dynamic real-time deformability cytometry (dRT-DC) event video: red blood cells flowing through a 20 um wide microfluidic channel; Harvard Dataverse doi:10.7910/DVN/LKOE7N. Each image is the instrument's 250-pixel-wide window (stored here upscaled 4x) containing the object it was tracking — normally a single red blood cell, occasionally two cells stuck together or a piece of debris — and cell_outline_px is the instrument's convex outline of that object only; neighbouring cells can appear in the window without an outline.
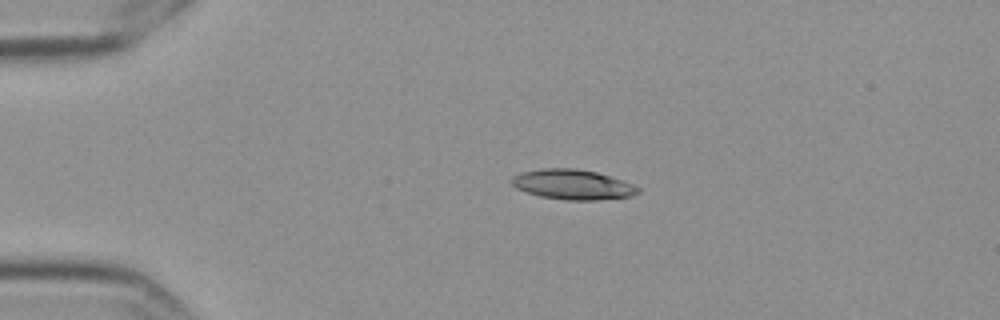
{"species": "Egyptian fruit bat (a non-hibernating species)", "species_latin": "Rousettus aegyptiacus", "temperature_condition": "cold", "stored_images_in_passage": 45, "camera_frame_rate_fps": 3000, "um_per_image_px": 0.085, "frame": {"image": 1, "passage_image": 1, "time_ms": 0.0, "image_size_px": [1000, 320], "cell_outline_px": [[640, 192], [632, 196], [596, 200], [564, 200], [540, 196], [516, 188], [512, 184], [512, 176], [524, 172], [540, 168], [576, 168], [596, 172], [624, 180], [640, 188]], "centroid_in_image_um": [48.71, 15.68], "position_along_channel_um": 36.3, "area_um2": 22.08}}
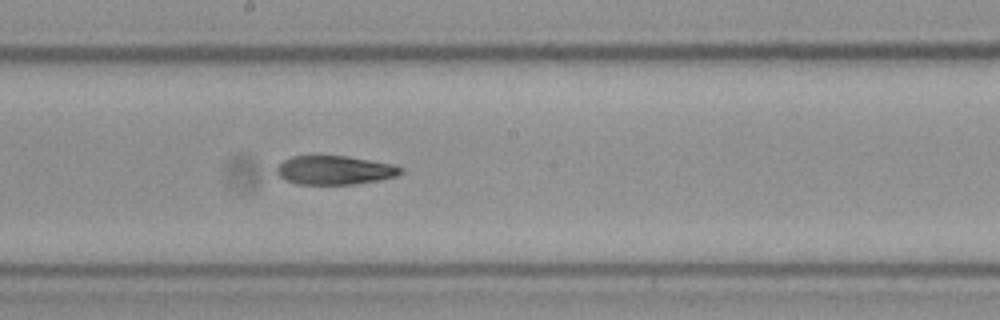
{"frame": {"image": 2, "passage_image": 20, "time_ms": 6.333, "image_size_px": [1000, 320], "cell_outline_px": [[404, 172], [396, 176], [380, 180], [356, 184], [300, 184], [284, 180], [276, 172], [276, 164], [292, 156], [348, 156], [392, 164], [404, 168]], "centroid_in_image_um": [28.45, 14.46], "position_along_channel_um": 219.7, "area_um2": 20.98}}
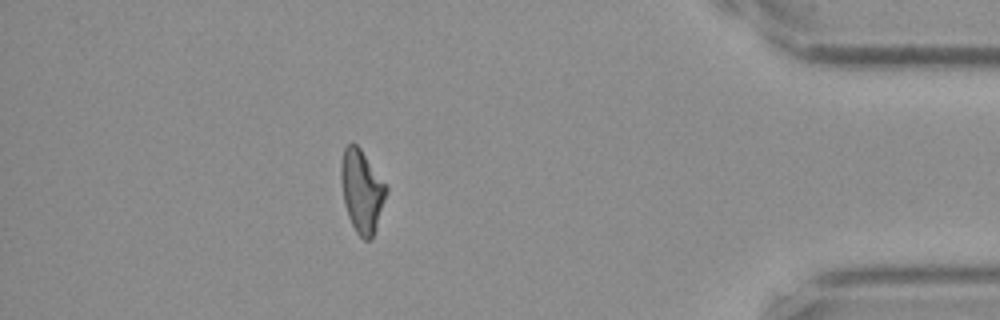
{"frame": {"image": 3, "passage_image": 39, "time_ms": 12.667, "image_size_px": [1000, 320], "cell_outline_px": [[388, 192], [372, 236], [368, 240], [364, 240], [356, 232], [348, 216], [344, 204], [340, 180], [340, 164], [344, 148], [348, 144], [356, 144], [360, 148], [388, 188]], "centroid_in_image_um": [30.73, 16.22], "position_along_channel_um": 404.5, "area_um2": 21.5}, "authors_computed_cell_mechanics": {"area_um2": 21.5594, "velocity_mm_per_s": 3.5665, "shape_relaxation_time_tau1_ms": 7.403, "shape_relaxation_time_tau2_ms": 4.7207, "deformation_change_tau1": 0.2157, "deformation_change_tau2": 0.1311}}